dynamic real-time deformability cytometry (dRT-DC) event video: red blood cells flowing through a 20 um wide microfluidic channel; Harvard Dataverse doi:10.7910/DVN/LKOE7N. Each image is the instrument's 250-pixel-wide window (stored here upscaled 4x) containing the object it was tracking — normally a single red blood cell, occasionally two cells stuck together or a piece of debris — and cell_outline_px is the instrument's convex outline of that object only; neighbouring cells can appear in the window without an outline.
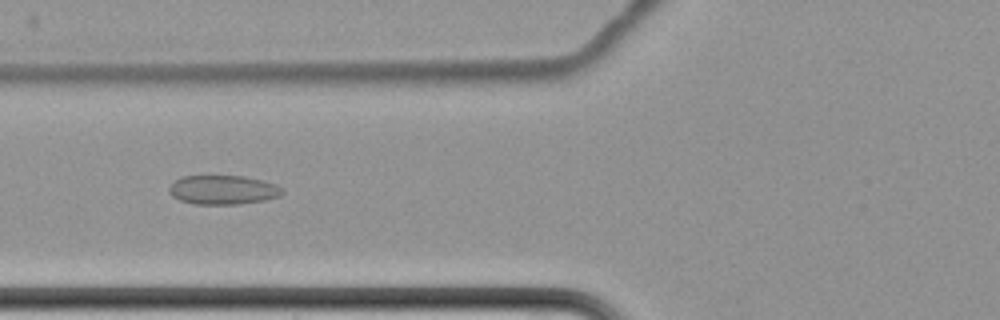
{"species": "common noctule bat (a hibernating species)", "species_latin": "Nyctalus noctula", "temperature_condition": "cold", "stored_images_in_passage": 8, "camera_frame_rate_fps": 3000, "um_per_image_px": 0.085, "animal": {"sex": "female", "body_mass_g": 22.7, "forearm_length_mm": 54.2}, "frame": {"image": 1, "passage_image": 8, "time_ms": 8.333, "image_size_px": [1000, 320], "cell_outline_px": [[284, 192], [280, 196], [264, 200], [236, 204], [196, 204], [180, 200], [172, 196], [168, 192], [168, 188], [180, 176], [244, 176], [276, 184], [284, 188]], "centroid_in_image_um": [18.96, 16.13], "position_along_channel_um": 106.8, "area_um2": 19.19}}